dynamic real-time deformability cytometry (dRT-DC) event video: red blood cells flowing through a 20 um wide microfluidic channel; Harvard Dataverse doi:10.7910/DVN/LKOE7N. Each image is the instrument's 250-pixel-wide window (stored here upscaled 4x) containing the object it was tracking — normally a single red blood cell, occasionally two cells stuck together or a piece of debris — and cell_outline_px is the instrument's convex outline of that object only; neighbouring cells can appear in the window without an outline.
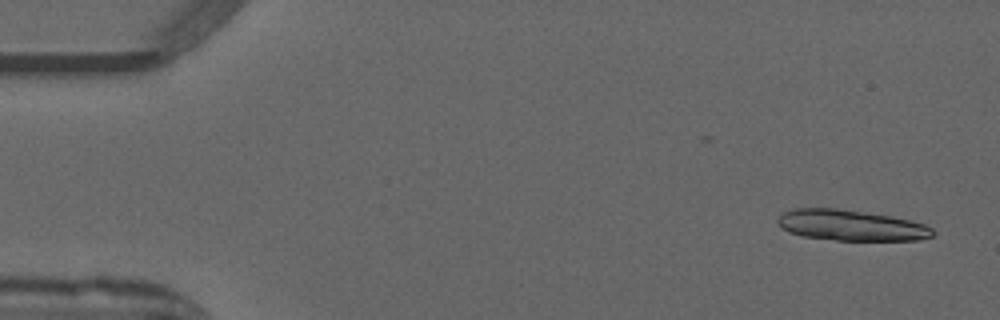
{"species": "common noctule bat (a hibernating species)", "species_latin": "Nyctalus noctula", "temperature_condition": "warm", "stored_images_in_passage": 51, "segment_of_instrument_passage": [1, 2], "camera_frame_rate_fps": 3000, "um_per_image_px": 0.085, "animal": {"sex": "male", "forearm_length_mm": 52.5}, "frame": {"image": 1, "passage_image": 2, "time_ms": 0.333, "image_size_px": [1000, 320], "cell_outline_px": [[936, 232], [932, 236], [916, 240], [836, 240], [804, 236], [788, 232], [780, 228], [776, 220], [784, 212], [792, 208], [836, 208], [892, 216], [924, 224], [932, 228]], "centroid_in_image_um": [72.3, 19.15], "position_along_channel_um": 12.7, "area_um2": 27.74}}